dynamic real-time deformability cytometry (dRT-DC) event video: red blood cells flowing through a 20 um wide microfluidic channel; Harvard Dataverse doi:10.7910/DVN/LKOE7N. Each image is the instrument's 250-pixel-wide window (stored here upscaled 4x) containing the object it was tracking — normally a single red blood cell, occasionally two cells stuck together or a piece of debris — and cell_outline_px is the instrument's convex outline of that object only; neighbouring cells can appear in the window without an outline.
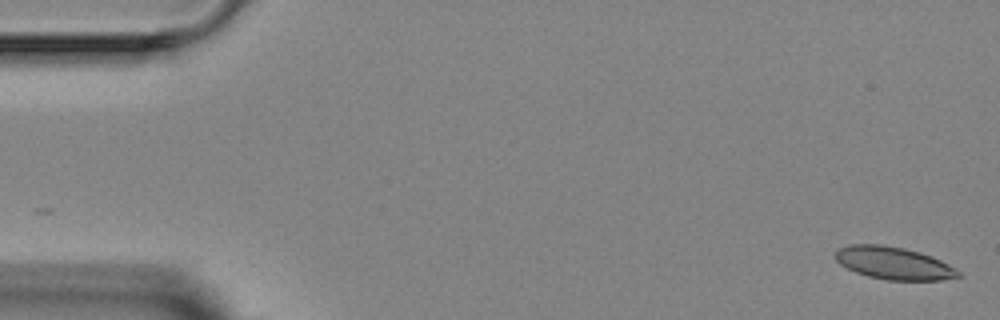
{"species": "Egyptian fruit bat (a non-hibernating species)", "species_latin": "Rousettus aegyptiacus", "temperature_condition": "room temperature", "stored_images_in_passage": 4, "camera_frame_rate_fps": 3000, "um_per_image_px": 0.085, "animal": {"sex": "female"}, "frame": {"image": 1, "passage_image": 1, "time_ms": 0.0, "image_size_px": [1000, 320], "cell_outline_px": [[960, 276], [940, 280], [884, 280], [868, 276], [856, 272], [840, 264], [836, 260], [836, 252], [840, 248], [852, 244], [880, 244], [904, 248], [932, 256], [956, 268], [960, 272]], "centroid_in_image_um": [75.97, 22.37], "position_along_channel_um": 9.0, "area_um2": 23.12}}